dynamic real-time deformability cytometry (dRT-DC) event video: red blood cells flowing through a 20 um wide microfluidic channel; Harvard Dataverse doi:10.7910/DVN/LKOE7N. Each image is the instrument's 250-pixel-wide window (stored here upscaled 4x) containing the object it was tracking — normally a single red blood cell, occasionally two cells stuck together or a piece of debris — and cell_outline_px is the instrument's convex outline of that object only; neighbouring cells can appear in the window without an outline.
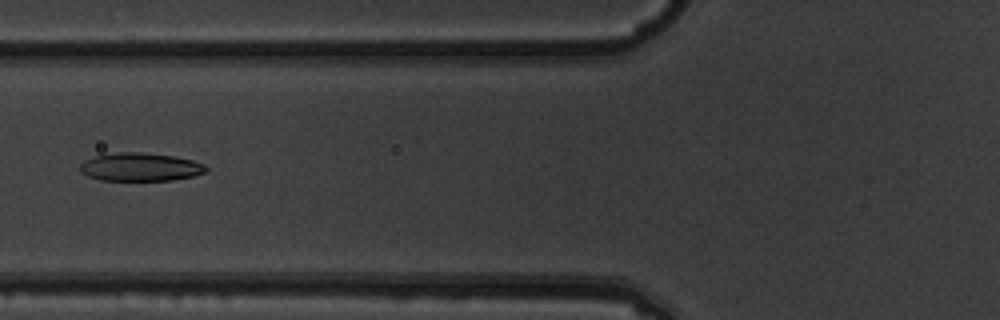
{"species": "common noctule bat (a hibernating species)", "species_latin": "Nyctalus noctula", "temperature_condition": "warm", "stored_images_in_passage": 7, "camera_frame_rate_fps": 3000, "um_per_image_px": 0.085, "animal": {"sex": "male", "body_mass_g": 19.5, "forearm_length_mm": 54.6}, "frame": {"image": 1, "passage_image": 6, "time_ms": 1.667, "image_size_px": [1000, 320], "cell_outline_px": [[208, 168], [204, 172], [192, 176], [172, 180], [100, 180], [88, 176], [80, 172], [80, 164], [84, 160], [96, 156], [116, 152], [140, 152], [176, 156], [192, 160], [204, 164]], "centroid_in_image_um": [11.91, 14.19], "position_along_channel_um": 113.9, "area_um2": 20.69}}
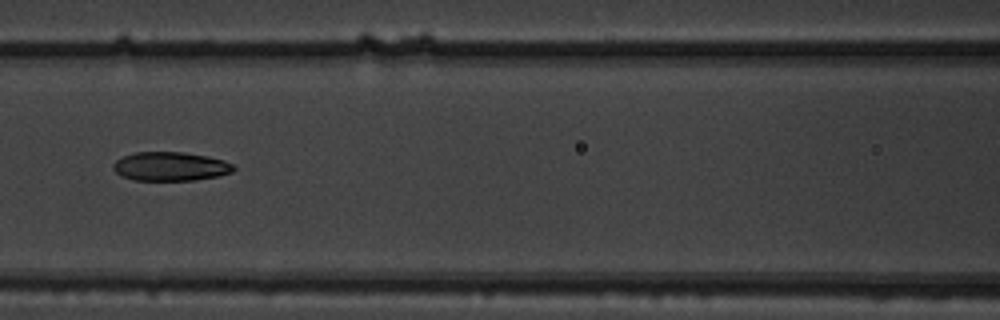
{"frame": {"image": 2, "passage_image": 7, "time_ms": 2.0, "image_size_px": [1000, 320], "cell_outline_px": [[236, 168], [232, 172], [220, 176], [196, 180], [132, 180], [120, 176], [112, 168], [112, 164], [116, 160], [124, 156], [136, 152], [184, 152], [208, 156], [224, 160], [232, 164]], "centroid_in_image_um": [14.49, 14.15], "position_along_channel_um": 152.1, "area_um2": 20.46}}